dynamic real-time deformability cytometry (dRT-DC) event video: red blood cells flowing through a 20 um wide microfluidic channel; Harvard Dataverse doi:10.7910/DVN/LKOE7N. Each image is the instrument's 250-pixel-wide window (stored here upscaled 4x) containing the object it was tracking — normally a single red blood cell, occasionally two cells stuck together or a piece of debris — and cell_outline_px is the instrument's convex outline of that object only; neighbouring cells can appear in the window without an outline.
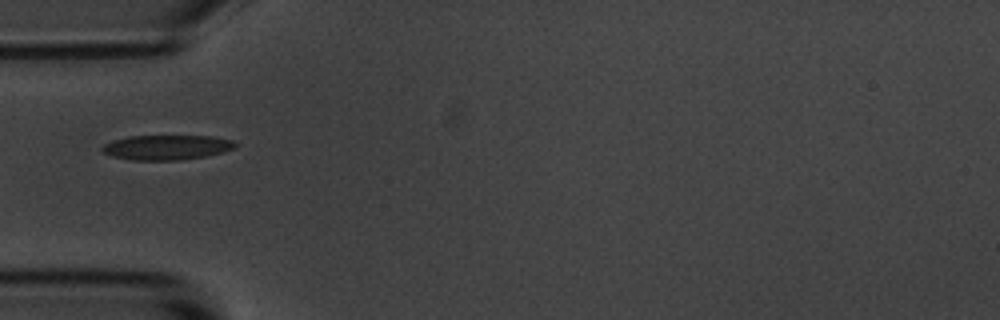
{"species": "common noctule bat (a hibernating species)", "species_latin": "Nyctalus noctula", "temperature_condition": "room temperature", "stored_images_in_passage": 1, "camera_frame_rate_fps": 3000, "um_per_image_px": 0.085, "animal": {"sex": "male", "body_mass_g": 20.1, "forearm_length_mm": 53.5}, "frame": {"image": 1, "passage_image": 1, "time_ms": 0.0, "image_size_px": [1000, 320], "cell_outline_px": [[236, 148], [204, 156], [180, 160], [132, 160], [112, 156], [104, 152], [100, 148], [104, 144], [112, 140], [128, 136], [212, 136], [232, 140], [236, 144]], "centroid_in_image_um": [14.13, 12.52], "position_along_channel_um": 70.9, "area_um2": 19.13}}